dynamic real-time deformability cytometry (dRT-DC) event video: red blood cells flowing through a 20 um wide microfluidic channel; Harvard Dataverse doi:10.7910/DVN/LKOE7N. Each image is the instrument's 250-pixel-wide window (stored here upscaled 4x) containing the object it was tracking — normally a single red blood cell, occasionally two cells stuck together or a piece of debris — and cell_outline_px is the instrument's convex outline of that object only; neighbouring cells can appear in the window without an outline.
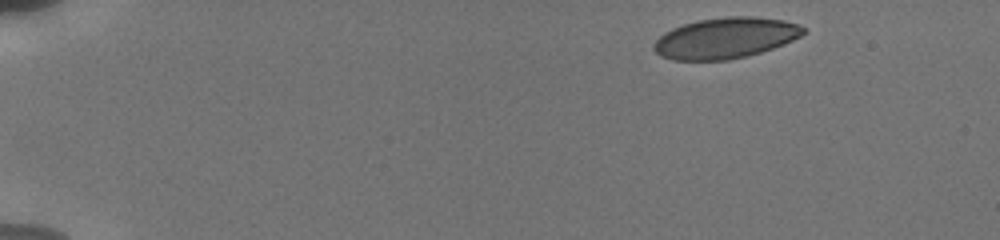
{"species": "human", "species_latin": "Homo sapiens", "temperature_condition": "cold", "stored_images_in_passage": 5, "camera_frame_rate_fps": 3000, "um_per_image_px": 0.085, "donor": {"sex": "male"}, "frame": {"image": 1, "passage_image": 1, "time_ms": 0.0, "image_size_px": [1000, 240], "cell_outline_px": [[808, 32], [784, 44], [760, 52], [728, 60], [672, 60], [660, 56], [652, 48], [652, 44], [664, 32], [672, 28], [696, 20], [724, 16], [752, 16], [784, 20], [808, 28]], "centroid_in_image_um": [61.65, 3.22], "position_along_channel_um": 23.3, "area_um2": 35.78}}
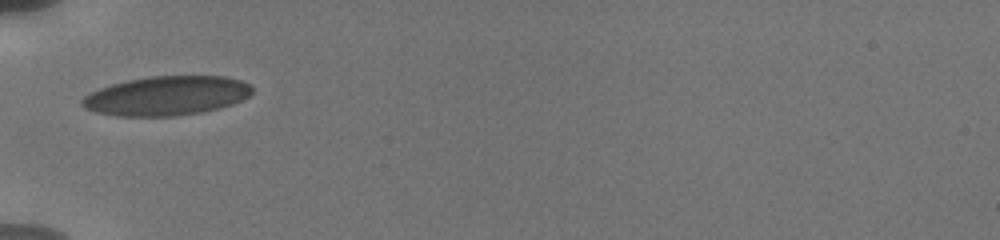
{"frame": {"image": 2, "passage_image": 5, "time_ms": 4.333, "image_size_px": [1000, 240], "cell_outline_px": [[252, 92], [248, 96], [232, 104], [220, 108], [200, 112], [176, 116], [120, 116], [96, 112], [84, 108], [80, 104], [80, 100], [84, 96], [100, 88], [112, 84], [128, 80], [148, 76], [224, 76], [240, 80], [252, 84]], "centroid_in_image_um": [14.16, 8.14], "position_along_channel_um": 70.8, "area_um2": 38.9}}